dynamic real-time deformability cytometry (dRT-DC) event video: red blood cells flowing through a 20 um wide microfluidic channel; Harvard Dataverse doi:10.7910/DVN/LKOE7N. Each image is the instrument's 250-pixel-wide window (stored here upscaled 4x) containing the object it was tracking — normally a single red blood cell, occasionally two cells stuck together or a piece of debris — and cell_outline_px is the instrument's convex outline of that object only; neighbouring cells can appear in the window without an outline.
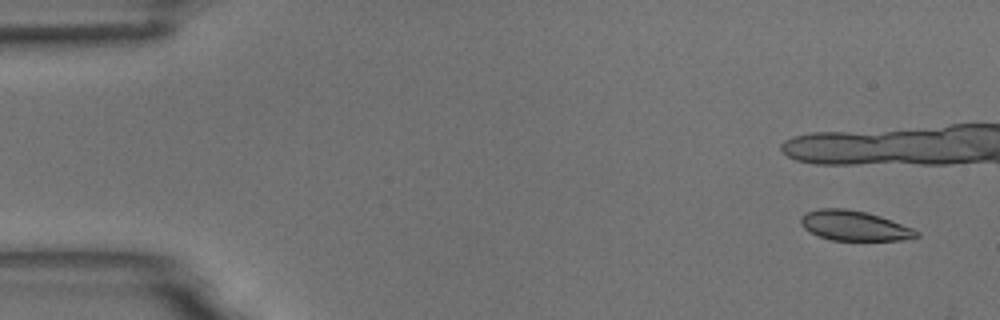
{"species": "common noctule bat (a hibernating species)", "species_latin": "Nyctalus noctula", "temperature_condition": "room temperature", "stored_images_in_passage": 7, "camera_frame_rate_fps": 3000, "um_per_image_px": 0.085, "animal": {"sex": "male", "body_mass_g": 18.8}, "frame": {"image": 1, "passage_image": 1, "time_ms": 0.0, "image_size_px": [1000, 320], "cell_outline_px": [[920, 236], [900, 240], [832, 240], [820, 236], [804, 228], [800, 224], [800, 216], [804, 212], [820, 208], [844, 208], [864, 212], [880, 216], [912, 228], [920, 232]], "centroid_in_image_um": [72.58, 19.17], "position_along_channel_um": 12.4, "area_um2": 20.06}}